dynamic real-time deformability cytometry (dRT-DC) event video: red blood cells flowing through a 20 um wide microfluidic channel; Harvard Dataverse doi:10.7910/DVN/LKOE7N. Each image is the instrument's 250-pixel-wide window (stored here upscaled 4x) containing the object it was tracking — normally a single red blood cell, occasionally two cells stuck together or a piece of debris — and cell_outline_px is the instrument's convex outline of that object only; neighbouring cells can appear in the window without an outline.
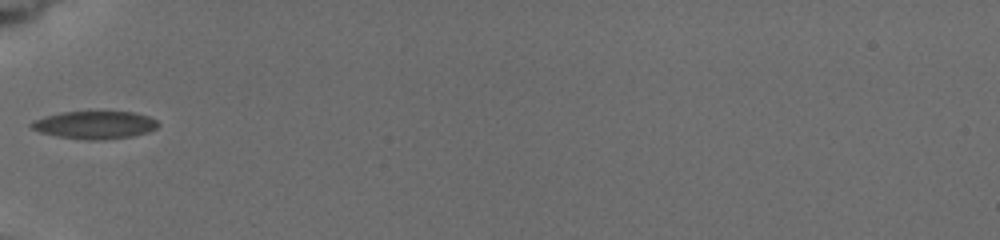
{"species": "common noctule bat (a hibernating species)", "species_latin": "Nyctalus noctula", "temperature_condition": "cold", "stored_images_in_passage": 19, "camera_frame_rate_fps": 3000, "um_per_image_px": 0.085, "animal": {"sex": "female", "body_mass_g": 19.5, "forearm_length_mm": 54.1}, "frame": {"image": 1, "passage_image": 1, "time_ms": 0.0, "image_size_px": [1000, 240], "cell_outline_px": [[160, 124], [156, 128], [148, 132], [132, 136], [100, 140], [88, 140], [56, 136], [40, 132], [32, 128], [28, 124], [32, 120], [60, 112], [136, 112], [148, 116], [156, 120]], "centroid_in_image_um": [8.05, 10.62], "position_along_channel_um": 77.0, "area_um2": 20.52}}
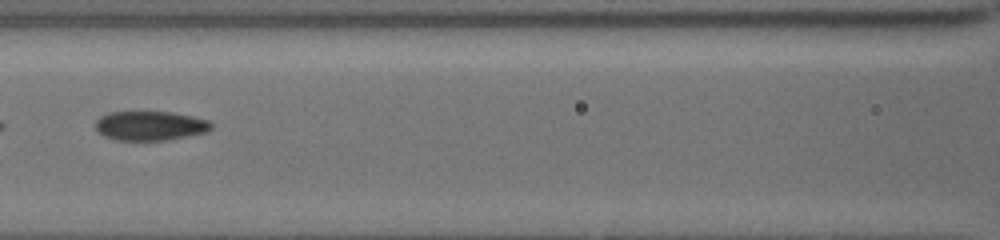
{"frame": {"image": 2, "passage_image": 14, "time_ms": 2.0, "image_size_px": [1000, 240], "cell_outline_px": [[212, 128], [208, 132], [168, 140], [116, 140], [104, 136], [96, 132], [96, 120], [100, 116], [108, 112], [172, 112], [192, 116], [208, 120], [212, 124]], "centroid_in_image_um": [12.76, 10.69], "position_along_channel_um": 153.8, "area_um2": 19.94}}